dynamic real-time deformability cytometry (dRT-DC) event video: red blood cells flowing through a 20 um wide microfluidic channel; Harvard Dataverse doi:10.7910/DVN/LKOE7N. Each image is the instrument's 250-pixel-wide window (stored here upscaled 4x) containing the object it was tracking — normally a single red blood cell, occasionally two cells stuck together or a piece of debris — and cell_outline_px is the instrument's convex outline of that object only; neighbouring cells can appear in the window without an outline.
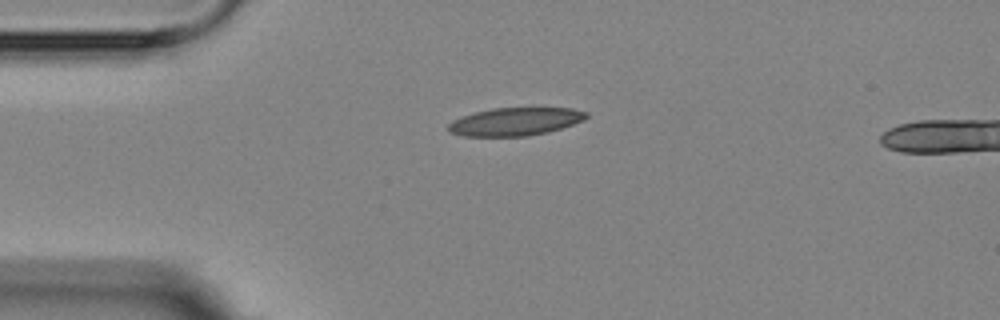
{"species": "Egyptian fruit bat (a non-hibernating species)", "species_latin": "Rousettus aegyptiacus", "temperature_condition": "room temperature", "stored_images_in_passage": 6, "camera_frame_rate_fps": 3000, "um_per_image_px": 0.085, "animal": {"sex": "female"}, "frame": {"image": 1, "passage_image": 1, "time_ms": 0.0, "image_size_px": [1000, 320], "cell_outline_px": [[588, 116], [584, 120], [548, 132], [528, 136], [464, 136], [452, 132], [448, 128], [448, 124], [452, 120], [476, 112], [492, 108], [572, 108], [588, 112]], "centroid_in_image_um": [43.82, 10.33], "position_along_channel_um": 41.2, "area_um2": 22.31}}
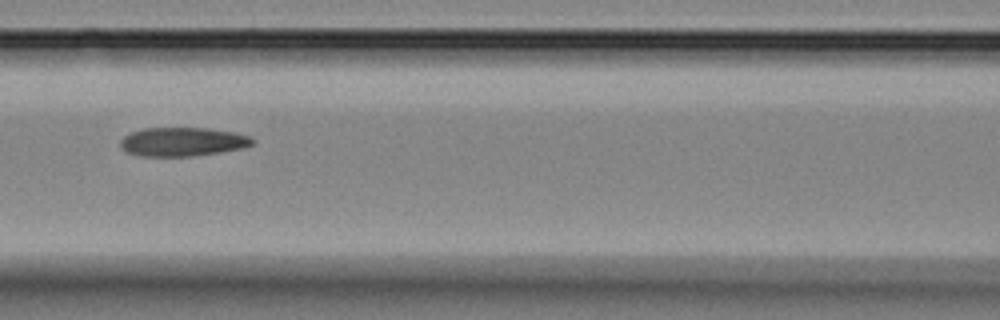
{"frame": {"image": 2, "passage_image": 4, "time_ms": 3.667, "image_size_px": [1000, 320], "cell_outline_px": [[256, 140], [252, 144], [240, 148], [220, 152], [192, 156], [140, 156], [124, 152], [120, 148], [120, 140], [124, 136], [132, 132], [144, 128], [208, 128], [236, 132], [248, 136]], "centroid_in_image_um": [15.48, 12.05], "position_along_channel_um": 151.1, "area_um2": 22.25}}
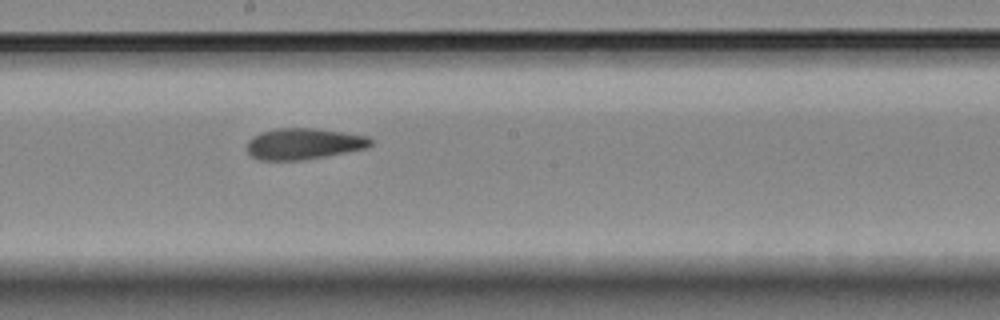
{"frame": {"image": 3, "passage_image": 6, "time_ms": 5.667, "image_size_px": [1000, 320], "cell_outline_px": [[372, 144], [368, 148], [324, 156], [300, 160], [260, 160], [252, 156], [248, 152], [248, 140], [252, 136], [260, 132], [276, 128], [312, 128], [344, 132], [368, 136], [372, 140]], "centroid_in_image_um": [25.81, 12.21], "position_along_channel_um": 222.4, "area_um2": 22.43}}